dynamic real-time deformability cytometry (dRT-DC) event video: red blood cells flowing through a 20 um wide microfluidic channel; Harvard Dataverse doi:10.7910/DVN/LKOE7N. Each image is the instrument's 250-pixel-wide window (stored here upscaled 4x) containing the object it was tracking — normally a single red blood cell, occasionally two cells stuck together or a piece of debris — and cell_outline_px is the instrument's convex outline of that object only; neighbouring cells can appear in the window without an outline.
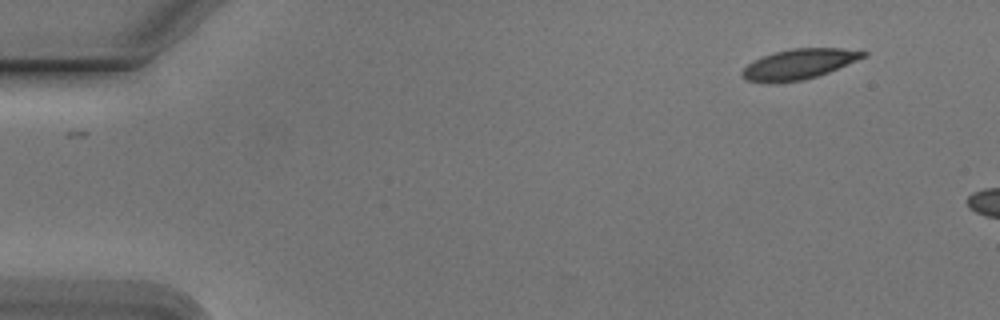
{"species": "Egyptian fruit bat (a non-hibernating species)", "species_latin": "Rousettus aegyptiacus", "temperature_condition": "cold", "stored_images_in_passage": 6, "camera_frame_rate_fps": 3000, "um_per_image_px": 0.085, "animal": {"sex": "male"}, "frame": {"image": 1, "passage_image": 1, "time_ms": 0.0, "image_size_px": [1000, 320], "cell_outline_px": [[868, 56], [828, 72], [804, 80], [776, 84], [764, 84], [744, 80], [740, 76], [740, 72], [748, 64], [764, 56], [776, 52], [792, 48], [840, 48], [868, 52]], "centroid_in_image_um": [67.86, 5.48], "position_along_channel_um": 17.1, "area_um2": 21.56}}